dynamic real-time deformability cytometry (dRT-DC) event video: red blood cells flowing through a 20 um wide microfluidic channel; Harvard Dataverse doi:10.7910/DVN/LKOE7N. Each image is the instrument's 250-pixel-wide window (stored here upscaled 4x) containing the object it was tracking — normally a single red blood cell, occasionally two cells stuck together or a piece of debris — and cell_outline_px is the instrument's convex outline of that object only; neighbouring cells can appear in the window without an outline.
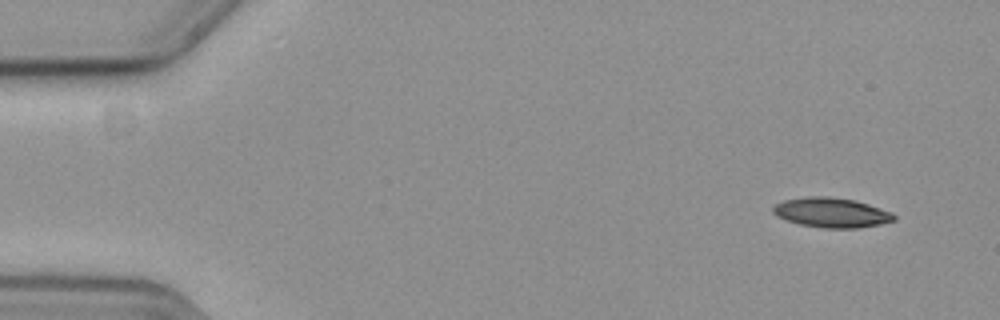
{"species": "common noctule bat (a hibernating species)", "species_latin": "Nyctalus noctula", "temperature_condition": "cold", "stored_images_in_passage": 54, "camera_frame_rate_fps": 3000, "um_per_image_px": 0.085, "animal": {"sex": "female", "body_mass_g": 19.3, "forearm_length_mm": 54.1}, "frame": {"image": 1, "passage_image": 1, "time_ms": 0.0, "image_size_px": [1000, 320], "cell_outline_px": [[896, 220], [880, 224], [860, 228], [824, 228], [800, 224], [784, 220], [776, 216], [772, 212], [772, 208], [776, 204], [784, 200], [808, 196], [824, 196], [852, 200], [868, 204], [892, 212], [896, 216]], "centroid_in_image_um": [70.66, 18.08], "position_along_channel_um": 14.3, "area_um2": 20.98}}
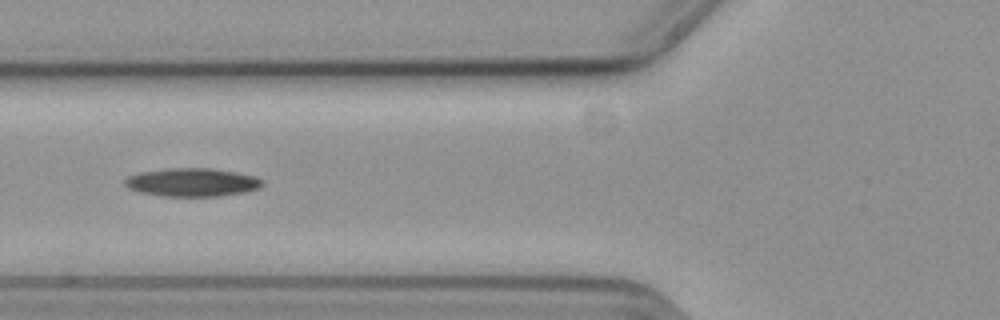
{"frame": {"image": 2, "passage_image": 19, "time_ms": 6.0, "image_size_px": [1000, 320], "cell_outline_px": [[264, 184], [260, 188], [244, 192], [220, 196], [160, 196], [140, 192], [128, 188], [124, 184], [124, 180], [128, 176], [140, 172], [168, 168], [212, 168], [236, 172], [256, 176], [264, 180]], "centroid_in_image_um": [16.35, 15.49], "position_along_channel_um": 109.4, "area_um2": 22.89}}
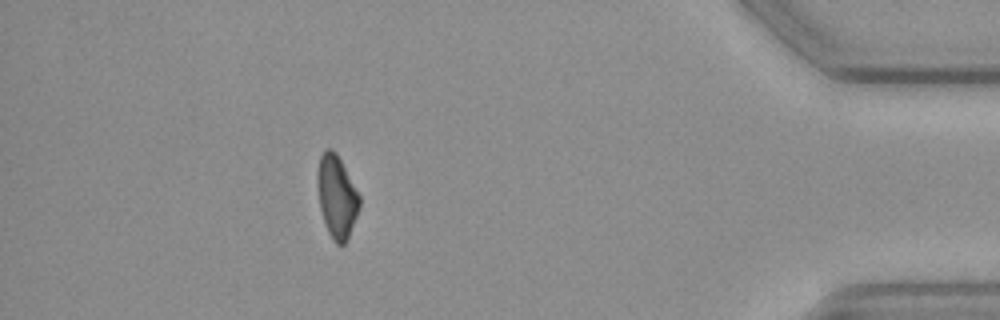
{"frame": {"image": 3, "passage_image": 48, "time_ms": 15.667, "image_size_px": [1000, 320], "cell_outline_px": [[360, 208], [348, 240], [344, 244], [336, 244], [332, 240], [328, 232], [320, 208], [316, 180], [316, 172], [320, 156], [324, 148], [332, 148], [336, 152], [360, 196]], "centroid_in_image_um": [28.61, 16.71], "position_along_channel_um": 406.6, "area_um2": 20.46}}